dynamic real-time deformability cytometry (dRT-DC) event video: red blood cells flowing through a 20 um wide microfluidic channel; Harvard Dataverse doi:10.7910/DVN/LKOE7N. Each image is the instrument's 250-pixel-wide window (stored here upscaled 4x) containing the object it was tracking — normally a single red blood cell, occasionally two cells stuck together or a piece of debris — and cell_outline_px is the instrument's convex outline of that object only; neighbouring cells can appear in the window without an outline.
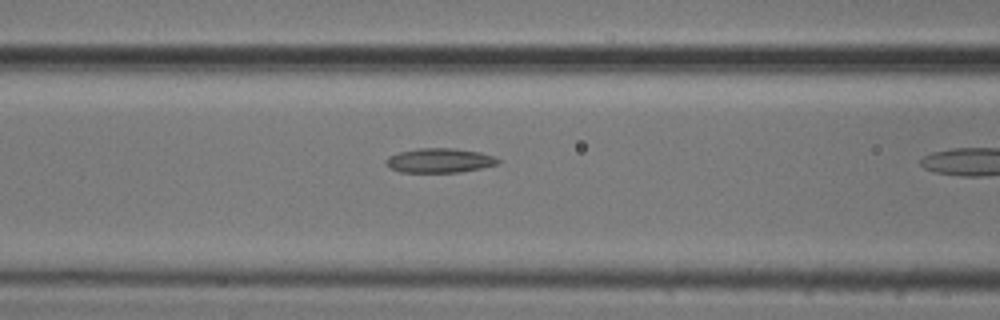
{"species": "common noctule bat (a hibernating species)", "species_latin": "Nyctalus noctula", "temperature_condition": "cold", "stored_images_in_passage": 10, "camera_frame_rate_fps": 3000, "um_per_image_px": 0.085, "animal": {"sex": "male", "body_mass_g": 20.5, "forearm_length_mm": 52.5}, "frame": {"image": 1, "passage_image": 9, "time_ms": 2.667, "image_size_px": [1000, 320], "cell_outline_px": [[500, 164], [460, 172], [400, 172], [392, 168], [384, 160], [388, 156], [400, 152], [416, 148], [456, 148], [480, 152], [492, 156], [500, 160]], "centroid_in_image_um": [37.38, 13.63], "position_along_channel_um": 129.2, "area_um2": 15.9}}